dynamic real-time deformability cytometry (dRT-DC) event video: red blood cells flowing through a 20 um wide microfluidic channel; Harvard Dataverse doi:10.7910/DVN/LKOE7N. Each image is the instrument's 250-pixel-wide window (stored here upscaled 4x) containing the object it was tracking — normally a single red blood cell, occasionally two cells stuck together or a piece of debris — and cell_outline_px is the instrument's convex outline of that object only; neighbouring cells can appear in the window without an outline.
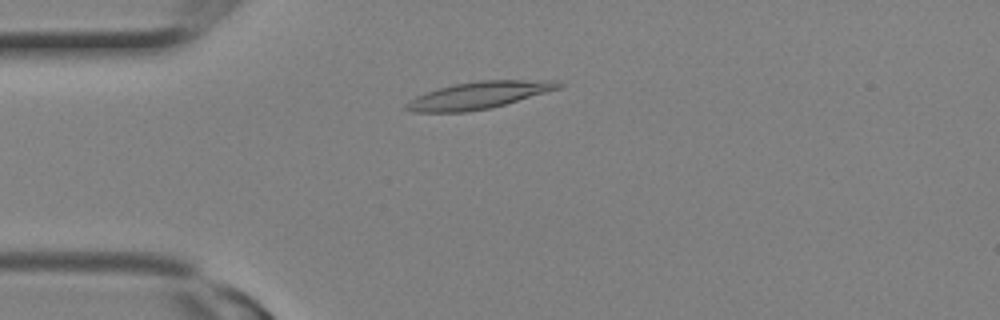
{"species": "Egyptian fruit bat (a non-hibernating species)", "species_latin": "Rousettus aegyptiacus", "temperature_condition": "room temperature", "stored_images_in_passage": 3, "camera_frame_rate_fps": 3000, "um_per_image_px": 0.085, "animal": {"sex": "female"}, "frame": {"image": 1, "passage_image": 3, "time_ms": 0.667, "image_size_px": [1000, 320], "cell_outline_px": [[564, 84], [560, 88], [492, 108], [464, 112], [412, 112], [404, 108], [404, 104], [416, 96], [436, 88], [456, 84], [480, 80], [556, 80]], "centroid_in_image_um": [40.68, 8.09], "position_along_channel_um": 44.3, "area_um2": 24.04}}